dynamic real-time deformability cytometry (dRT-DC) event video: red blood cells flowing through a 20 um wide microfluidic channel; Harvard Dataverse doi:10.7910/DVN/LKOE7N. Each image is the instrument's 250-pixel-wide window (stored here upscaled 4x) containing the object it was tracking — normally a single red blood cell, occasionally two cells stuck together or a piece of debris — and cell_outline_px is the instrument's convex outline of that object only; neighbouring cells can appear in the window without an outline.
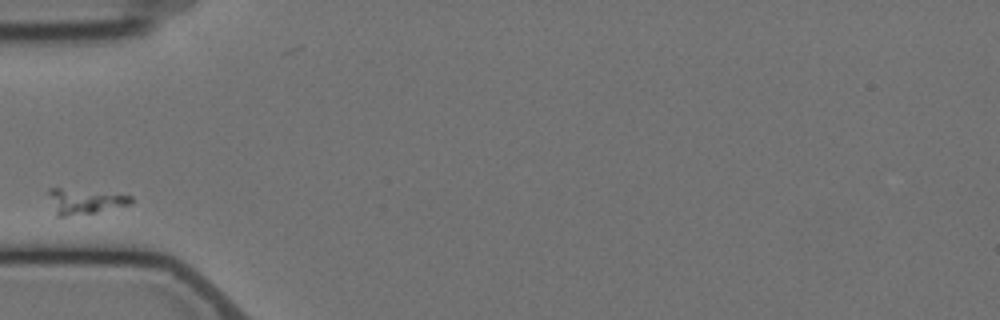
{"species": "Egyptian fruit bat (a non-hibernating species)", "species_latin": "Rousettus aegyptiacus", "temperature_condition": "cold", "stored_images_in_passage": 4, "camera_frame_rate_fps": 3000, "um_per_image_px": 0.085, "animal": {"sex": "female"}, "frame": {"image": 1, "passage_image": 1, "time_ms": 0.0, "image_size_px": [1000, 320], "cell_outline_px": [[132, 200], [128, 204], [96, 212], [68, 216], [56, 216], [48, 192], [48, 188], [60, 188], [132, 196]], "centroid_in_image_um": [7.13, 17.12], "position_along_channel_um": 77.9, "area_um2": 11.56}}
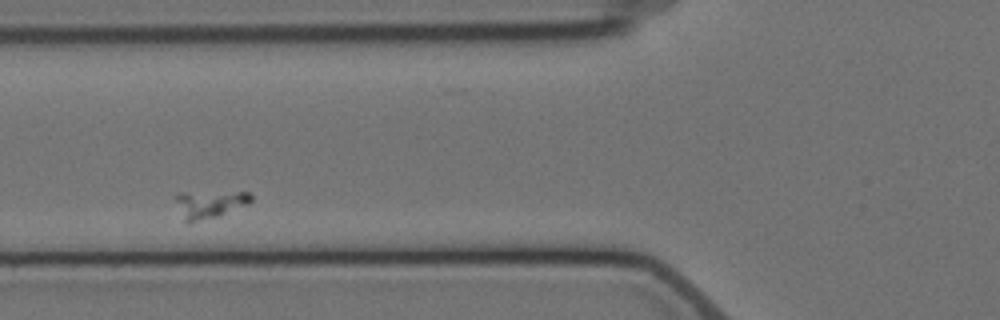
{"frame": {"image": 2, "passage_image": 2, "time_ms": 1.0, "image_size_px": [1000, 320], "cell_outline_px": [[252, 200], [248, 204], [216, 216], [188, 224], [184, 220], [176, 200], [176, 196], [180, 192], [248, 192], [252, 196]], "centroid_in_image_um": [17.81, 17.34], "position_along_channel_um": 108.0, "area_um2": 11.91}}
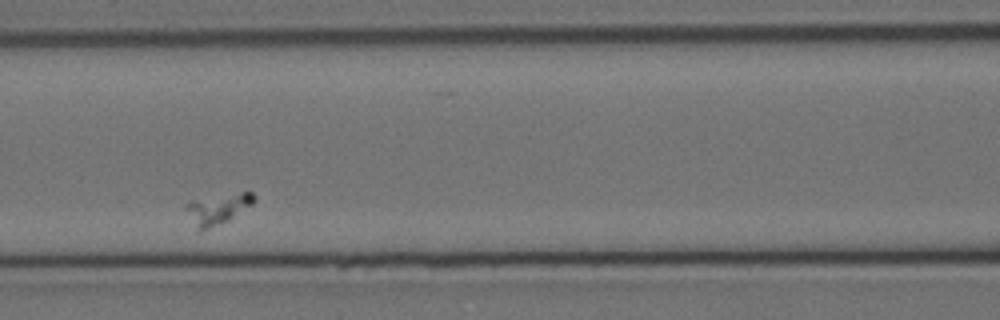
{"frame": {"image": 3, "passage_image": 3, "time_ms": 2.333, "image_size_px": [1000, 320], "cell_outline_px": [[256, 200], [252, 204], [228, 220], [200, 232], [184, 208], [184, 204], [240, 192], [252, 192], [256, 196]], "centroid_in_image_um": [18.55, 17.77], "position_along_channel_um": 148.1, "area_um2": 11.39}}